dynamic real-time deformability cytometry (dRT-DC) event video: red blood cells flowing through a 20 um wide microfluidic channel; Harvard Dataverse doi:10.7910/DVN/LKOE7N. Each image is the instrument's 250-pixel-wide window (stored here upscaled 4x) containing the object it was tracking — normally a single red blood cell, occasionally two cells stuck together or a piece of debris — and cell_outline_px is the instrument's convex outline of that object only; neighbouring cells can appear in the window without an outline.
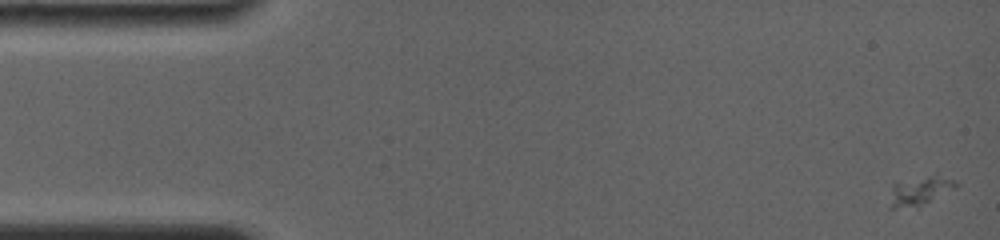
{"species": "common noctule bat (a hibernating species)", "species_latin": "Nyctalus noctula", "temperature_condition": "room temperature", "stored_images_in_passage": 18, "camera_frame_rate_fps": 4000, "um_per_image_px": 0.085, "animal": {"sex": "female", "body_mass_g": 19.0, "forearm_length_mm": 56.7}, "frame": {"image": 1, "passage_image": 1, "time_ms": 0.0, "image_size_px": [1000, 240], "cell_outline_px": [[960, 184], [956, 188], [920, 208], [888, 208], [892, 180], [932, 176], [956, 180]], "centroid_in_image_um": [78.11, 16.26], "position_along_channel_um": 6.9, "area_um2": 11.79}}